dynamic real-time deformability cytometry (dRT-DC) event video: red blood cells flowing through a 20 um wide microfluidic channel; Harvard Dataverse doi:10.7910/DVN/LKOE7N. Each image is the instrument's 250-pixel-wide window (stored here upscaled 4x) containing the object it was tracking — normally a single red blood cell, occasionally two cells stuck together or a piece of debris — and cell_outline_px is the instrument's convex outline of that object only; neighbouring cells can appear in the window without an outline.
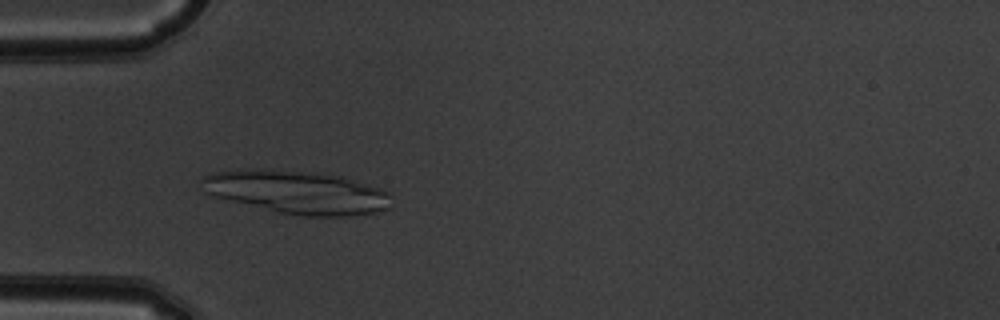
{"species": "common noctule bat (a hibernating species)", "species_latin": "Nyctalus noctula", "temperature_condition": "warm", "stored_images_in_passage": 43, "camera_frame_rate_fps": 3000, "um_per_image_px": 0.085, "animal": {"sex": "male", "body_mass_g": 19.5, "forearm_length_mm": 54.6}, "frame": {"image": 1, "passage_image": 7, "time_ms": 2.0, "image_size_px": [1000, 320], "cell_outline_px": [[392, 208], [376, 212], [348, 216], [304, 216], [280, 212], [216, 196], [204, 192], [200, 180], [204, 176], [216, 172], [236, 168], [320, 172], [344, 176], [380, 188], [388, 192], [392, 196]], "centroid_in_image_um": [25.32, 16.32], "position_along_channel_um": 59.7, "area_um2": 47.8}}
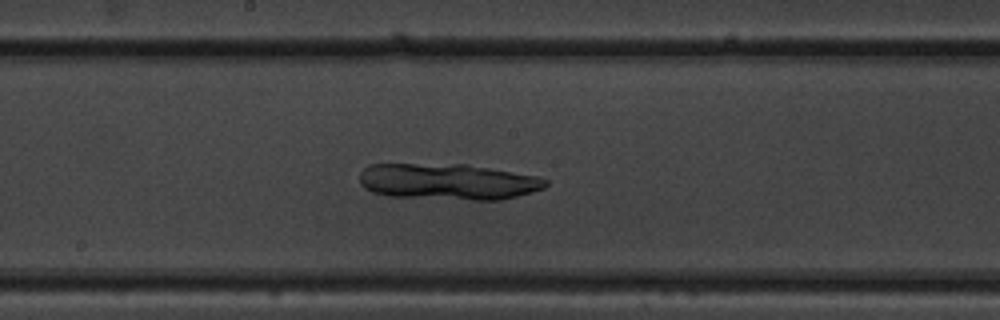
{"frame": {"image": 2, "passage_image": 19, "time_ms": 6.0, "image_size_px": [1000, 320], "cell_outline_px": [[548, 184], [544, 188], [516, 196], [500, 200], [472, 200], [388, 196], [372, 192], [364, 188], [360, 184], [360, 172], [368, 164], [468, 164], [536, 176], [548, 180]], "centroid_in_image_um": [38.04, 15.44], "position_along_channel_um": 210.2, "area_um2": 39.36}}
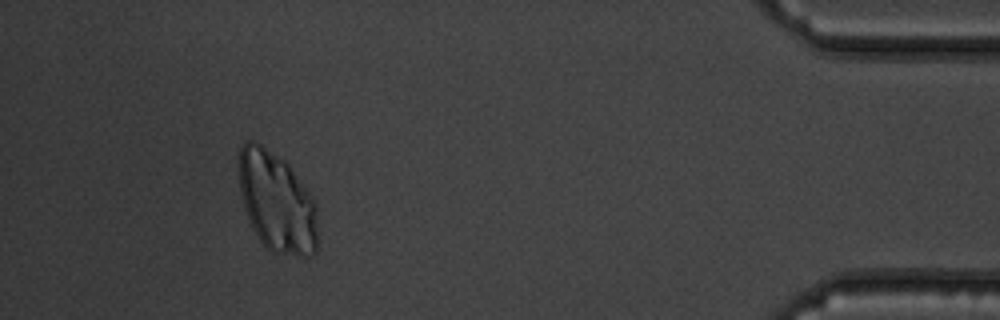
{"frame": {"image": 3, "passage_image": 39, "time_ms": 12.667, "image_size_px": [1000, 320], "cell_outline_px": [[316, 252], [312, 256], [300, 256], [272, 252], [264, 248], [252, 228], [244, 208], [240, 192], [240, 148], [244, 140], [252, 140], [260, 144], [284, 160], [288, 164], [312, 196], [316, 204]], "centroid_in_image_um": [23.52, 17.2], "position_along_channel_um": 411.7, "area_um2": 45.89}}